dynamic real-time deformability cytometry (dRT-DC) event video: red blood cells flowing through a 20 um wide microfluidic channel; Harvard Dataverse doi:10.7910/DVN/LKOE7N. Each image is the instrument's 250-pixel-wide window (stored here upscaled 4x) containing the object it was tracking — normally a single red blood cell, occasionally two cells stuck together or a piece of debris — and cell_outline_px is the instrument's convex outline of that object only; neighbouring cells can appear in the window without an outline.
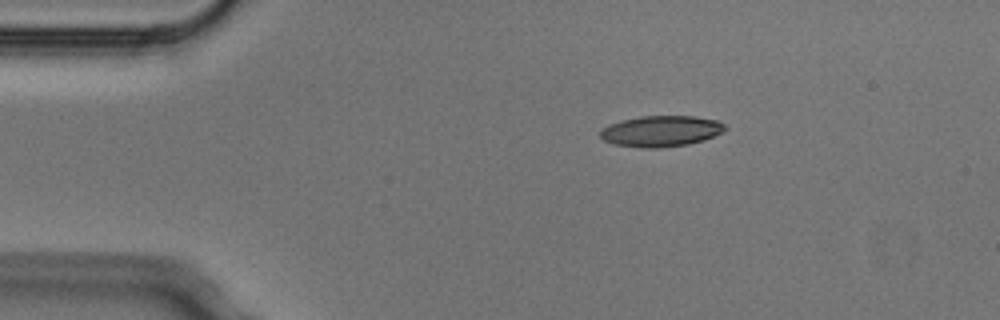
{"species": "Egyptian fruit bat (a non-hibernating species)", "species_latin": "Rousettus aegyptiacus", "temperature_condition": "cold", "stored_images_in_passage": 3, "camera_frame_rate_fps": 3000, "um_per_image_px": 0.085, "animal": {"sex": "male"}, "frame": {"image": 1, "passage_image": 2, "time_ms": 0.333, "image_size_px": [1000, 320], "cell_outline_px": [[724, 132], [704, 140], [688, 144], [660, 148], [640, 148], [616, 144], [604, 140], [600, 136], [600, 128], [608, 124], [620, 120], [640, 116], [696, 116], [716, 120], [724, 124]], "centroid_in_image_um": [56.16, 11.14], "position_along_channel_um": 28.8, "area_um2": 22.66}}